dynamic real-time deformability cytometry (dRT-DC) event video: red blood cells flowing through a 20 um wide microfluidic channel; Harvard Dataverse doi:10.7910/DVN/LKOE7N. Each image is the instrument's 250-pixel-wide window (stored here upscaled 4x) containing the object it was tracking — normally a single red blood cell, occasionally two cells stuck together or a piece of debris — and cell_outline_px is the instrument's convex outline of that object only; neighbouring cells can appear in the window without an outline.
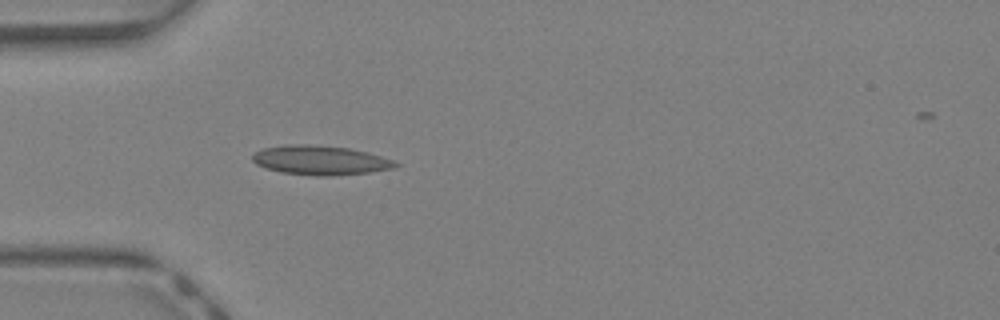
{"species": "Egyptian fruit bat (a non-hibernating species)", "species_latin": "Rousettus aegyptiacus", "temperature_condition": "warm", "stored_images_in_passage": 32, "camera_frame_rate_fps": 3000, "um_per_image_px": 0.085, "animal": {"sex": "female"}, "frame": {"image": 1, "passage_image": 3, "time_ms": 0.667, "image_size_px": [1000, 320], "cell_outline_px": [[400, 164], [396, 168], [368, 172], [332, 176], [316, 176], [280, 172], [256, 164], [252, 160], [252, 156], [256, 152], [264, 148], [288, 144], [308, 144], [348, 148], [368, 152], [392, 160]], "centroid_in_image_um": [27.24, 13.62], "position_along_channel_um": 57.8, "area_um2": 24.33}}
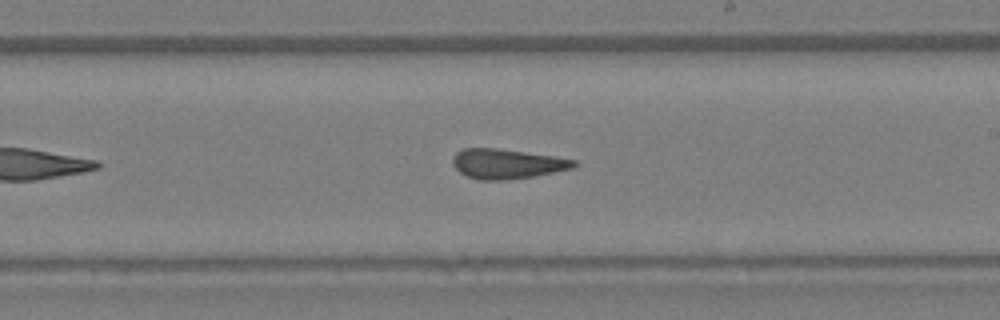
{"frame": {"image": 2, "passage_image": 15, "time_ms": 4.667, "image_size_px": [1000, 320], "cell_outline_px": [[580, 164], [572, 168], [536, 176], [508, 180], [480, 180], [468, 176], [460, 172], [452, 164], [452, 156], [456, 152], [464, 148], [496, 148], [556, 156], [576, 160]], "centroid_in_image_um": [43.11, 13.92], "position_along_channel_um": 245.9, "area_um2": 21.21}}
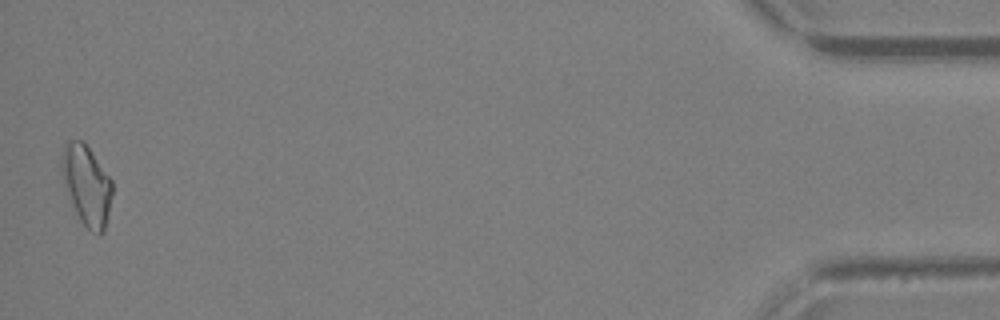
{"frame": {"image": 3, "passage_image": 32, "time_ms": 10.333, "image_size_px": [1000, 320], "cell_outline_px": [[112, 196], [108, 216], [104, 232], [92, 232], [80, 220], [72, 204], [60, 172], [60, 164], [64, 144], [68, 140], [84, 140], [112, 180]], "centroid_in_image_um": [7.36, 15.69], "position_along_channel_um": 427.8, "area_um2": 23.58}, "authors_computed_cell_mechanics": {"area_um2": 21.4438, "velocity_mm_per_s": 4.8242, "shape_relaxation_time_tau1_ms": null, "shape_relaxation_time_tau2_ms": 2.6008, "deformation_change_tau1": null, "deformation_change_tau2": 0.0867}}